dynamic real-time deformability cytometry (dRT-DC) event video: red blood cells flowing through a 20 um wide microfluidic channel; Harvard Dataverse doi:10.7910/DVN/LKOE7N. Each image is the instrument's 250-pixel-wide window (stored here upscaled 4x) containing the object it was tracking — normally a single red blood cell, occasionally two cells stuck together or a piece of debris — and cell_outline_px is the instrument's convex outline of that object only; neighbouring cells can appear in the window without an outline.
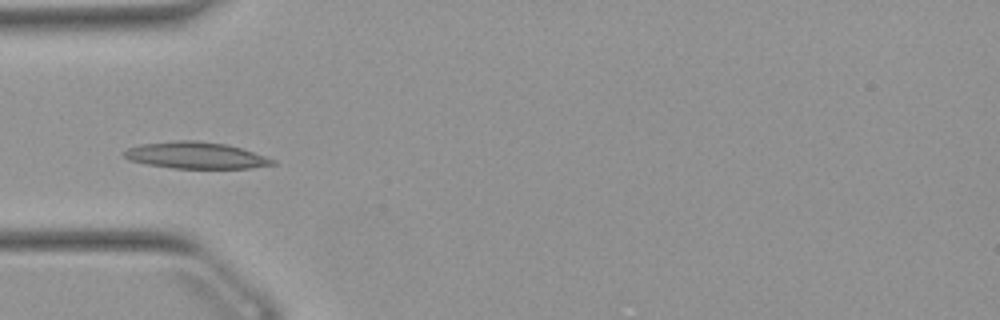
{"species": "Egyptian fruit bat (a non-hibernating species)", "species_latin": "Rousettus aegyptiacus", "temperature_condition": "warm", "stored_images_in_passage": 4, "camera_frame_rate_fps": 3000, "um_per_image_px": 0.085, "animal": {"sex": "female"}, "frame": {"image": 1, "passage_image": 4, "time_ms": 1.0, "image_size_px": [1000, 320], "cell_outline_px": [[276, 164], [252, 168], [172, 168], [144, 164], [128, 160], [124, 156], [124, 152], [128, 148], [140, 144], [176, 140], [196, 140], [228, 144], [276, 160]], "centroid_in_image_um": [16.62, 13.2], "position_along_channel_um": 68.4, "area_um2": 23.06}}